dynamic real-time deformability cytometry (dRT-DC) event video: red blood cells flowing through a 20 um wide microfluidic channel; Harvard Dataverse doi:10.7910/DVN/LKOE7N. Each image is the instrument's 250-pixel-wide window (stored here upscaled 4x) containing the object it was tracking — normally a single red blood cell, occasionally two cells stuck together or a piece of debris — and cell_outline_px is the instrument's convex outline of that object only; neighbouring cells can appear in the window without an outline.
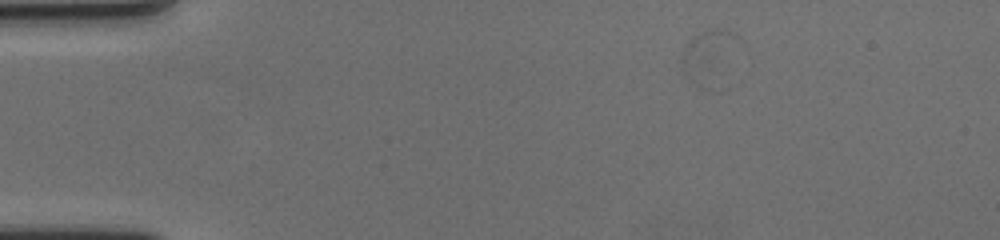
{"species": "human", "species_latin": "Homo sapiens", "temperature_condition": "cold", "stored_images_in_passage": 37, "camera_frame_rate_fps": 3000, "um_per_image_px": 0.085, "donor": {"sex": "female"}, "frame": {"image": 1, "passage_image": 1, "time_ms": 0.0, "image_size_px": [1000, 240], "cell_outline_px": [[744, 44], [720, 92], [712, 92], [696, 88], [688, 80], [684, 72], [680, 60], [692, 36], [708, 28], [724, 28], [740, 36]], "centroid_in_image_um": [60.44, 4.94], "position_along_channel_um": 24.6, "area_um2": 20.52}}
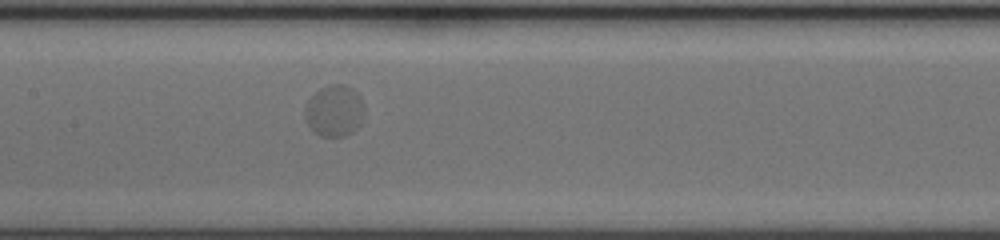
{"frame": {"image": 2, "passage_image": 22, "time_ms": 7.0, "image_size_px": [1000, 240], "cell_outline_px": [[364, 108], [360, 124], [352, 132], [344, 136], [320, 136], [308, 124], [304, 116], [304, 108], [308, 100], [320, 88], [328, 84], [344, 84], [352, 88], [360, 96], [364, 104]], "centroid_in_image_um": [28.42, 9.39], "position_along_channel_um": 179.0, "area_um2": 17.8}}
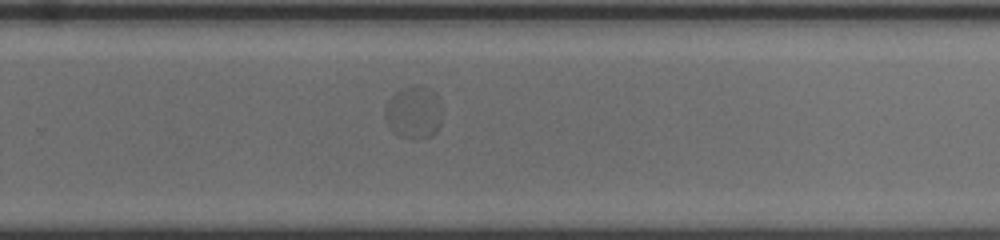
{"frame": {"image": 3, "passage_image": 32, "time_ms": 10.333, "image_size_px": [1000, 240], "cell_outline_px": [[440, 124], [436, 132], [432, 136], [400, 136], [388, 124], [384, 116], [384, 108], [388, 100], [400, 88], [420, 84], [436, 92], [440, 96]], "centroid_in_image_um": [35.18, 9.47], "position_along_channel_um": 294.6, "area_um2": 17.28}}